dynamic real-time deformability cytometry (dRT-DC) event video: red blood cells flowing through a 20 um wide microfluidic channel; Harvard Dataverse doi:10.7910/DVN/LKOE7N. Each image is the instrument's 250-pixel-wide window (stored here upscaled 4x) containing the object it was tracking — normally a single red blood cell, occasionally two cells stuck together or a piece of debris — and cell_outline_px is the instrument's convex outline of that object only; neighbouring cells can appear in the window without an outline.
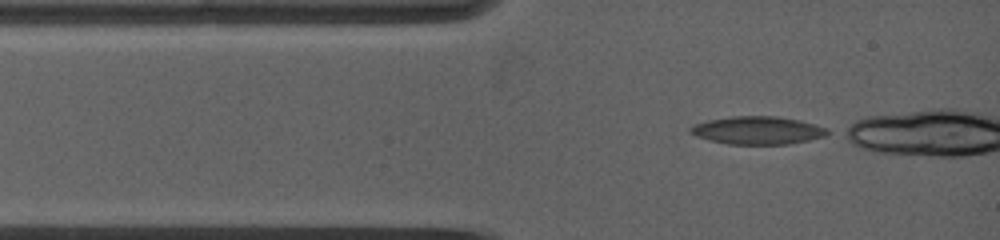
{"species": "common noctule bat (a hibernating species)", "species_latin": "Nyctalus noctula", "temperature_condition": "warm", "stored_images_in_passage": 13, "camera_frame_rate_fps": 5000, "um_per_image_px": 0.085, "animal": {"sex": "female", "body_mass_g": 19.0, "forearm_length_mm": 53.3}, "frame": {"image": 1, "passage_image": 1, "time_ms": 0.0, "image_size_px": [1000, 240], "cell_outline_px": [[832, 132], [824, 136], [808, 140], [788, 144], [728, 144], [708, 140], [696, 136], [688, 132], [688, 128], [692, 124], [708, 120], [732, 116], [776, 116], [800, 120], [828, 128]], "centroid_in_image_um": [64.37, 11.07], "position_along_channel_um": 20.6, "area_um2": 22.48}}
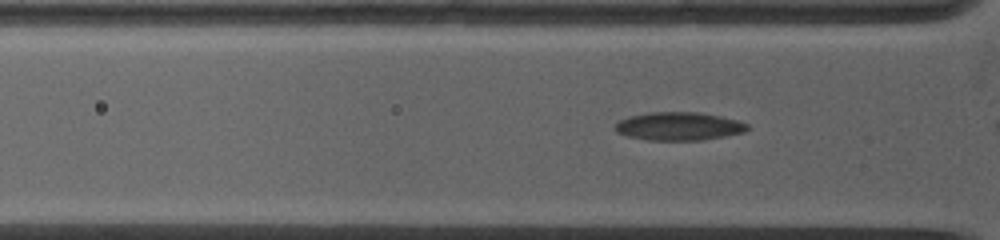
{"frame": {"image": 2, "passage_image": 10, "time_ms": 1.8, "image_size_px": [1000, 240], "cell_outline_px": [[748, 128], [744, 132], [704, 140], [648, 140], [628, 136], [616, 132], [616, 124], [620, 120], [628, 116], [648, 112], [700, 112], [720, 116], [736, 120], [748, 124]], "centroid_in_image_um": [57.69, 10.73], "position_along_channel_um": 68.1, "area_um2": 21.68}}